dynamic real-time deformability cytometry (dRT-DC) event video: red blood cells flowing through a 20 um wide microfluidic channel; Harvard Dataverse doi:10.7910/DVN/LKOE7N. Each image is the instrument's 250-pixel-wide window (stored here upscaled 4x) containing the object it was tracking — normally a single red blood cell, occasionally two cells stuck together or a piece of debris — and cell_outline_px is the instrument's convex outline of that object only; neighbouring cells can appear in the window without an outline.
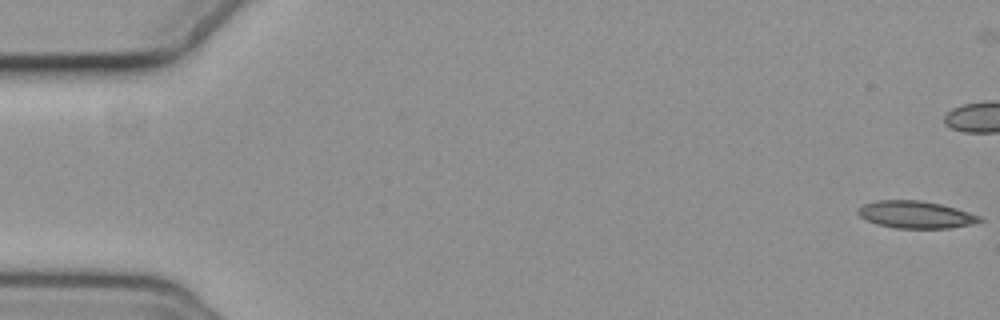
{"species": "common noctule bat (a hibernating species)", "species_latin": "Nyctalus noctula", "temperature_condition": "cold", "stored_images_in_passage": 7, "camera_frame_rate_fps": 3000, "um_per_image_px": 0.085, "animal": {"sex": "female", "body_mass_g": 19.3, "forearm_length_mm": 54.1}, "frame": {"image": 1, "passage_image": 1, "time_ms": 0.0, "image_size_px": [1000, 320], "cell_outline_px": [[984, 220], [968, 224], [948, 228], [896, 228], [880, 224], [868, 220], [860, 216], [856, 212], [856, 208], [864, 204], [876, 200], [920, 200], [940, 204], [956, 208], [980, 216]], "centroid_in_image_um": [77.8, 18.23], "position_along_channel_um": 7.2, "area_um2": 19.07}}